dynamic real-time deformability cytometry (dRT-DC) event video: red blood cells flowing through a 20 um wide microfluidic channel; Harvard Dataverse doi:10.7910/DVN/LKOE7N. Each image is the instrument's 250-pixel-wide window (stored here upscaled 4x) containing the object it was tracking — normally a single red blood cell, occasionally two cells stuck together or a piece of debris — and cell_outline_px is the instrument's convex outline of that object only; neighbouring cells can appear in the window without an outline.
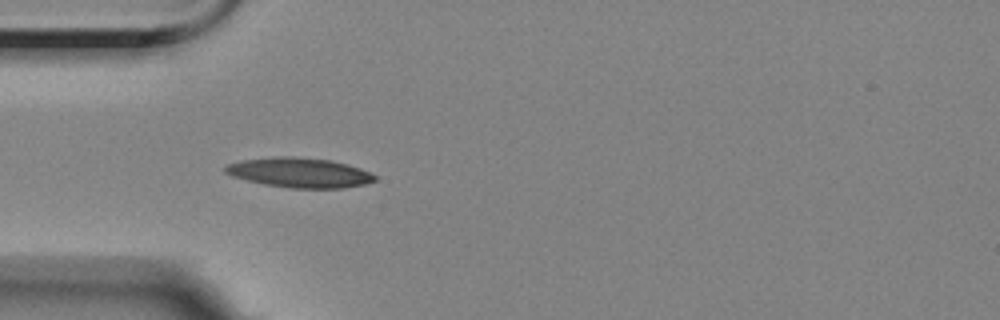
{"species": "Egyptian fruit bat (a non-hibernating species)", "species_latin": "Rousettus aegyptiacus", "temperature_condition": "room temperature", "stored_images_in_passage": 7, "camera_frame_rate_fps": 3000, "um_per_image_px": 0.085, "animal": {"sex": "female"}, "frame": {"image": 1, "passage_image": 5, "time_ms": 4.667, "image_size_px": [1000, 320], "cell_outline_px": [[376, 180], [364, 184], [344, 188], [292, 188], [264, 184], [232, 176], [224, 172], [224, 164], [240, 160], [276, 156], [292, 156], [328, 160], [360, 168], [376, 176]], "centroid_in_image_um": [25.4, 14.67], "position_along_channel_um": 59.6, "area_um2": 25.84}}
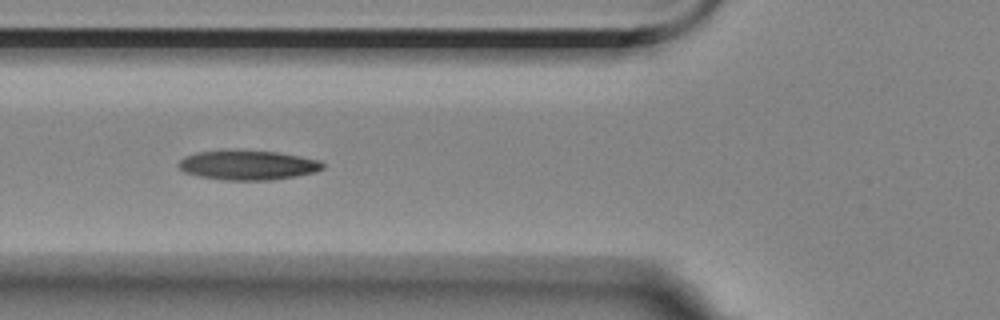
{"frame": {"image": 2, "passage_image": 6, "time_ms": 6.0, "image_size_px": [1000, 320], "cell_outline_px": [[324, 168], [316, 172], [296, 176], [268, 180], [224, 180], [200, 176], [184, 172], [176, 164], [184, 156], [196, 152], [224, 148], [280, 152], [320, 160], [324, 164]], "centroid_in_image_um": [21.04, 14.0], "position_along_channel_um": 104.8, "area_um2": 25.49}}
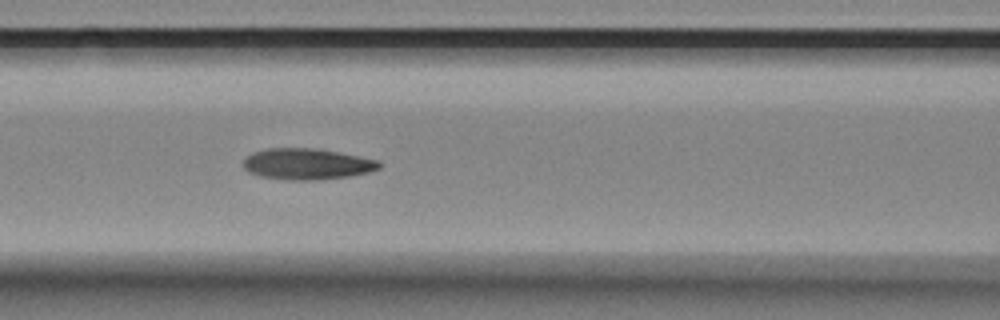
{"frame": {"image": 3, "passage_image": 7, "time_ms": 7.0, "image_size_px": [1000, 320], "cell_outline_px": [[380, 168], [368, 172], [348, 176], [320, 180], [292, 180], [260, 176], [248, 172], [244, 168], [244, 160], [252, 152], [268, 148], [316, 148], [376, 160], [380, 164]], "centroid_in_image_um": [26.05, 13.94], "position_along_channel_um": 140.6, "area_um2": 24.33}}